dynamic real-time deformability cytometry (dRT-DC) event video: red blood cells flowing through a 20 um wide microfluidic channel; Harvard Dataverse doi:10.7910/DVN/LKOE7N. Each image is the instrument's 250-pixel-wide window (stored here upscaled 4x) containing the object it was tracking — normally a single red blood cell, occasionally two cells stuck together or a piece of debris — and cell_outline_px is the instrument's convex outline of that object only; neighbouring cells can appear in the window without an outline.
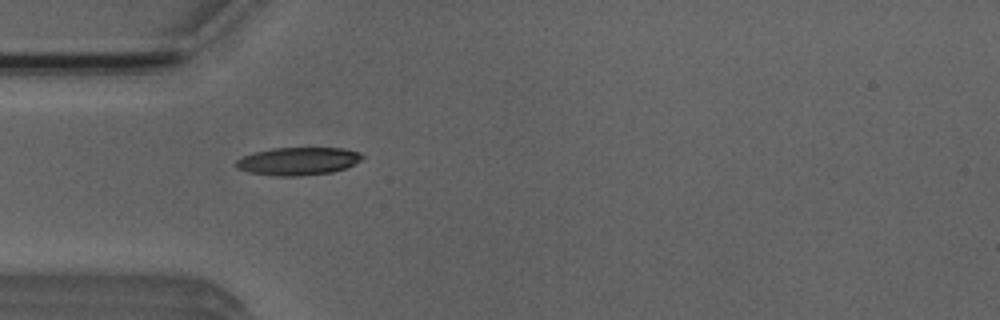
{"species": "Egyptian fruit bat (a non-hibernating species)", "species_latin": "Rousettus aegyptiacus", "temperature_condition": "room temperature", "stored_images_in_passage": 3, "camera_frame_rate_fps": 3000, "um_per_image_px": 0.085, "animal": {"sex": "male"}, "frame": {"image": 1, "passage_image": 1, "time_ms": 0.0, "image_size_px": [1000, 320], "cell_outline_px": [[368, 156], [344, 168], [332, 172], [300, 176], [276, 176], [248, 172], [236, 168], [236, 160], [244, 156], [256, 152], [272, 148], [344, 148], [360, 152]], "centroid_in_image_um": [25.36, 13.7], "position_along_channel_um": 59.6, "area_um2": 20.46}}